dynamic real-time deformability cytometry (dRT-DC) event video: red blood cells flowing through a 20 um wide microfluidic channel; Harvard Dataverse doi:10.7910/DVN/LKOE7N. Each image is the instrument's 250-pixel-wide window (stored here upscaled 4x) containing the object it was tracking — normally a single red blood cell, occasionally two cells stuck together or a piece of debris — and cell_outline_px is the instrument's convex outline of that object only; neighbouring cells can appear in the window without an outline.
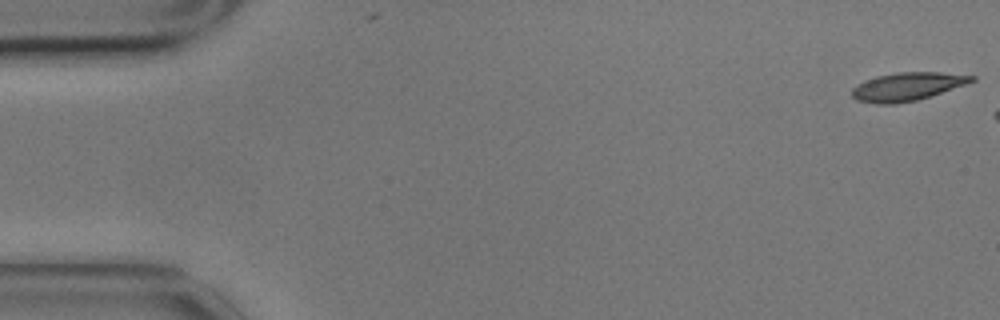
{"species": "common noctule bat (a hibernating species)", "species_latin": "Nyctalus noctula", "temperature_condition": "cold", "stored_images_in_passage": 7, "camera_frame_rate_fps": 3000, "um_per_image_px": 0.085, "animal": {"sex": "male", "body_mass_g": 17.9}, "frame": {"image": 1, "passage_image": 1, "time_ms": 0.0, "image_size_px": [1000, 320], "cell_outline_px": [[976, 80], [916, 100], [896, 104], [876, 104], [856, 100], [852, 96], [852, 88], [856, 84], [864, 80], [876, 76], [896, 72], [940, 72], [976, 76]], "centroid_in_image_um": [77.04, 7.35], "position_along_channel_um": 8.0, "area_um2": 19.54}}